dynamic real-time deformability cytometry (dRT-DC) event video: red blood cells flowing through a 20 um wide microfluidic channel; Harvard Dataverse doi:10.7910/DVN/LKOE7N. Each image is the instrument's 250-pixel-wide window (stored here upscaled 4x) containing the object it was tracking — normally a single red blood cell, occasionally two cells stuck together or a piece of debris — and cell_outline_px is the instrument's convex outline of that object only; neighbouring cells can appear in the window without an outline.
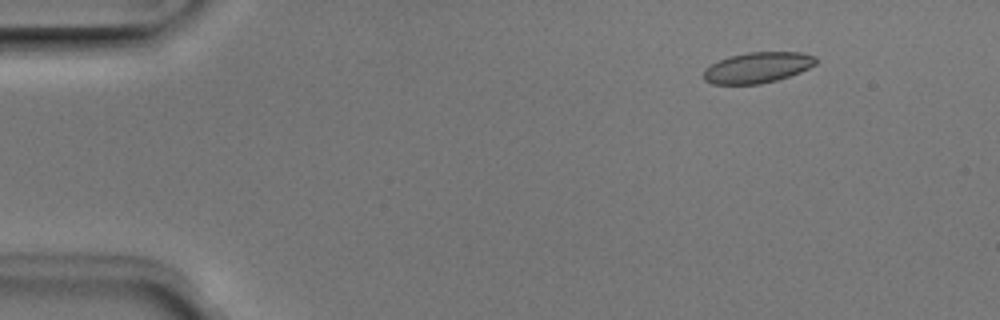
{"species": "Egyptian fruit bat (a non-hibernating species)", "species_latin": "Rousettus aegyptiacus", "temperature_condition": "room temperature", "stored_images_in_passage": 4, "camera_frame_rate_fps": 3000, "um_per_image_px": 0.085, "animal": {"sex": "male"}, "frame": {"image": 1, "passage_image": 2, "time_ms": 0.333, "image_size_px": [1000, 320], "cell_outline_px": [[816, 64], [800, 72], [776, 80], [760, 84], [712, 84], [704, 80], [704, 68], [728, 56], [748, 52], [800, 52], [816, 56]], "centroid_in_image_um": [64.38, 5.74], "position_along_channel_um": 20.6, "area_um2": 20.06}}